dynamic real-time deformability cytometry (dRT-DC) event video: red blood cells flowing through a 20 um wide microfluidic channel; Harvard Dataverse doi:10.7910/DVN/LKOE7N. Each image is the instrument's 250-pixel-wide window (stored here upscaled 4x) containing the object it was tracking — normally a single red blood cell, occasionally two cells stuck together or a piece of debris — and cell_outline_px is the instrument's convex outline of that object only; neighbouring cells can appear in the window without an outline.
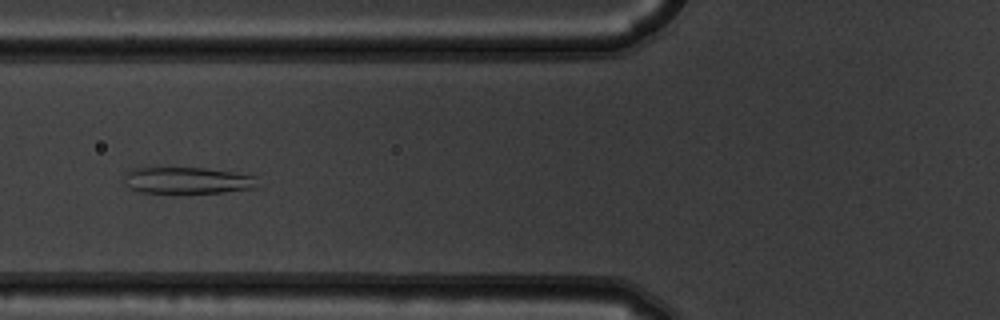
{"species": "common noctule bat (a hibernating species)", "species_latin": "Nyctalus noctula", "temperature_condition": "warm", "stored_images_in_passage": 9, "camera_frame_rate_fps": 3000, "um_per_image_px": 0.085, "animal": {"sex": "male", "body_mass_g": 19.5, "forearm_length_mm": 54.6}, "frame": {"image": 1, "passage_image": 6, "time_ms": 1.667, "image_size_px": [1000, 320], "cell_outline_px": [[256, 188], [224, 192], [140, 192], [128, 188], [124, 176], [124, 172], [132, 168], [148, 164], [204, 168], [232, 172], [256, 176]], "centroid_in_image_um": [15.79, 15.27], "position_along_channel_um": 110.0, "area_um2": 21.44}}